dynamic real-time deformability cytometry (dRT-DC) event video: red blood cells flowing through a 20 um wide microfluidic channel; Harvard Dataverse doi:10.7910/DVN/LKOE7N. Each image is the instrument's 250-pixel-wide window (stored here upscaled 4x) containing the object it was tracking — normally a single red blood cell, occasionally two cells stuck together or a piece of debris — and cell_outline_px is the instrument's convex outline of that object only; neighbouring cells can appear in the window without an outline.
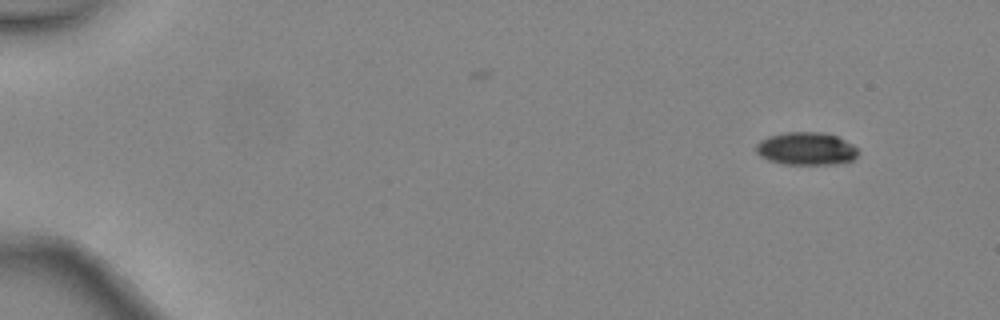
{"species": "common noctule bat (a hibernating species)", "species_latin": "Nyctalus noctula", "temperature_condition": "warm", "stored_images_in_passage": 2, "camera_frame_rate_fps": 3000, "um_per_image_px": 0.085, "animal": {"sex": "female", "body_mass_g": 24.6, "forearm_length_mm": 56.2}, "frame": {"image": 1, "passage_image": 2, "time_ms": 0.333, "image_size_px": [1000, 320], "cell_outline_px": [[860, 152], [852, 160], [836, 164], [780, 164], [768, 160], [760, 156], [756, 152], [756, 144], [760, 140], [768, 136], [784, 132], [824, 132], [836, 136], [852, 144]], "centroid_in_image_um": [68.5, 12.63], "position_along_channel_um": 16.5, "area_um2": 19.65}}